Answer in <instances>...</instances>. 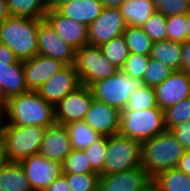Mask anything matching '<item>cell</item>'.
Wrapping results in <instances>:
<instances>
[{"instance_id": "1", "label": "cell", "mask_w": 190, "mask_h": 191, "mask_svg": "<svg viewBox=\"0 0 190 191\" xmlns=\"http://www.w3.org/2000/svg\"><path fill=\"white\" fill-rule=\"evenodd\" d=\"M0 124L49 127L56 124L55 106L46 102L37 91L10 97Z\"/></svg>"}, {"instance_id": "2", "label": "cell", "mask_w": 190, "mask_h": 191, "mask_svg": "<svg viewBox=\"0 0 190 191\" xmlns=\"http://www.w3.org/2000/svg\"><path fill=\"white\" fill-rule=\"evenodd\" d=\"M141 166L153 178L162 171L177 168L185 149L172 131L166 130L141 143Z\"/></svg>"}, {"instance_id": "3", "label": "cell", "mask_w": 190, "mask_h": 191, "mask_svg": "<svg viewBox=\"0 0 190 191\" xmlns=\"http://www.w3.org/2000/svg\"><path fill=\"white\" fill-rule=\"evenodd\" d=\"M43 19L9 16L0 24V42L13 51L18 60L31 59L38 52V27Z\"/></svg>"}, {"instance_id": "4", "label": "cell", "mask_w": 190, "mask_h": 191, "mask_svg": "<svg viewBox=\"0 0 190 191\" xmlns=\"http://www.w3.org/2000/svg\"><path fill=\"white\" fill-rule=\"evenodd\" d=\"M46 127L0 124V145L7 162L20 163L36 155L42 144Z\"/></svg>"}, {"instance_id": "5", "label": "cell", "mask_w": 190, "mask_h": 191, "mask_svg": "<svg viewBox=\"0 0 190 191\" xmlns=\"http://www.w3.org/2000/svg\"><path fill=\"white\" fill-rule=\"evenodd\" d=\"M166 131L164 111L159 107L143 111L122 110L119 134L140 143Z\"/></svg>"}, {"instance_id": "6", "label": "cell", "mask_w": 190, "mask_h": 191, "mask_svg": "<svg viewBox=\"0 0 190 191\" xmlns=\"http://www.w3.org/2000/svg\"><path fill=\"white\" fill-rule=\"evenodd\" d=\"M143 85L142 80L134 79L119 70L114 75L93 83L90 88L94 99L122 111L131 94Z\"/></svg>"}, {"instance_id": "7", "label": "cell", "mask_w": 190, "mask_h": 191, "mask_svg": "<svg viewBox=\"0 0 190 191\" xmlns=\"http://www.w3.org/2000/svg\"><path fill=\"white\" fill-rule=\"evenodd\" d=\"M141 143L121 134L107 136V150L100 175L119 173L141 166Z\"/></svg>"}, {"instance_id": "8", "label": "cell", "mask_w": 190, "mask_h": 191, "mask_svg": "<svg viewBox=\"0 0 190 191\" xmlns=\"http://www.w3.org/2000/svg\"><path fill=\"white\" fill-rule=\"evenodd\" d=\"M74 67L78 73L81 85L88 87L119 71L105 58L101 47L89 44L75 50Z\"/></svg>"}, {"instance_id": "9", "label": "cell", "mask_w": 190, "mask_h": 191, "mask_svg": "<svg viewBox=\"0 0 190 191\" xmlns=\"http://www.w3.org/2000/svg\"><path fill=\"white\" fill-rule=\"evenodd\" d=\"M126 27L119 8L104 7L99 17L88 26V44L100 47L123 35Z\"/></svg>"}, {"instance_id": "10", "label": "cell", "mask_w": 190, "mask_h": 191, "mask_svg": "<svg viewBox=\"0 0 190 191\" xmlns=\"http://www.w3.org/2000/svg\"><path fill=\"white\" fill-rule=\"evenodd\" d=\"M93 99L91 88L84 85L67 94L55 106L56 124L66 125L71 122L83 121Z\"/></svg>"}, {"instance_id": "11", "label": "cell", "mask_w": 190, "mask_h": 191, "mask_svg": "<svg viewBox=\"0 0 190 191\" xmlns=\"http://www.w3.org/2000/svg\"><path fill=\"white\" fill-rule=\"evenodd\" d=\"M37 39V54L57 59L65 65H74L75 49L59 37L46 19L39 24Z\"/></svg>"}, {"instance_id": "12", "label": "cell", "mask_w": 190, "mask_h": 191, "mask_svg": "<svg viewBox=\"0 0 190 191\" xmlns=\"http://www.w3.org/2000/svg\"><path fill=\"white\" fill-rule=\"evenodd\" d=\"M33 191H44L62 174V164L51 161L40 154L32 155L20 162Z\"/></svg>"}, {"instance_id": "13", "label": "cell", "mask_w": 190, "mask_h": 191, "mask_svg": "<svg viewBox=\"0 0 190 191\" xmlns=\"http://www.w3.org/2000/svg\"><path fill=\"white\" fill-rule=\"evenodd\" d=\"M79 86L81 82L74 65H66L47 80L37 92L46 102L56 106Z\"/></svg>"}, {"instance_id": "14", "label": "cell", "mask_w": 190, "mask_h": 191, "mask_svg": "<svg viewBox=\"0 0 190 191\" xmlns=\"http://www.w3.org/2000/svg\"><path fill=\"white\" fill-rule=\"evenodd\" d=\"M154 89L158 107L164 111L190 97V75L174 71Z\"/></svg>"}, {"instance_id": "15", "label": "cell", "mask_w": 190, "mask_h": 191, "mask_svg": "<svg viewBox=\"0 0 190 191\" xmlns=\"http://www.w3.org/2000/svg\"><path fill=\"white\" fill-rule=\"evenodd\" d=\"M45 19L59 37L75 50L88 44V26L62 15L56 8H50Z\"/></svg>"}, {"instance_id": "16", "label": "cell", "mask_w": 190, "mask_h": 191, "mask_svg": "<svg viewBox=\"0 0 190 191\" xmlns=\"http://www.w3.org/2000/svg\"><path fill=\"white\" fill-rule=\"evenodd\" d=\"M152 178L142 167L119 173L100 175L98 191H142Z\"/></svg>"}, {"instance_id": "17", "label": "cell", "mask_w": 190, "mask_h": 191, "mask_svg": "<svg viewBox=\"0 0 190 191\" xmlns=\"http://www.w3.org/2000/svg\"><path fill=\"white\" fill-rule=\"evenodd\" d=\"M22 64L29 91H38L47 80L66 66L57 59L39 54L22 61Z\"/></svg>"}, {"instance_id": "18", "label": "cell", "mask_w": 190, "mask_h": 191, "mask_svg": "<svg viewBox=\"0 0 190 191\" xmlns=\"http://www.w3.org/2000/svg\"><path fill=\"white\" fill-rule=\"evenodd\" d=\"M120 110L93 99L84 122L101 136H112L119 133Z\"/></svg>"}, {"instance_id": "19", "label": "cell", "mask_w": 190, "mask_h": 191, "mask_svg": "<svg viewBox=\"0 0 190 191\" xmlns=\"http://www.w3.org/2000/svg\"><path fill=\"white\" fill-rule=\"evenodd\" d=\"M71 151V141L65 125L54 124L46 128L38 154L62 164Z\"/></svg>"}, {"instance_id": "20", "label": "cell", "mask_w": 190, "mask_h": 191, "mask_svg": "<svg viewBox=\"0 0 190 191\" xmlns=\"http://www.w3.org/2000/svg\"><path fill=\"white\" fill-rule=\"evenodd\" d=\"M0 91L5 100L28 92L22 61L0 62Z\"/></svg>"}, {"instance_id": "21", "label": "cell", "mask_w": 190, "mask_h": 191, "mask_svg": "<svg viewBox=\"0 0 190 191\" xmlns=\"http://www.w3.org/2000/svg\"><path fill=\"white\" fill-rule=\"evenodd\" d=\"M103 8L101 0H77L62 3L56 9L69 19L89 26L99 17Z\"/></svg>"}, {"instance_id": "22", "label": "cell", "mask_w": 190, "mask_h": 191, "mask_svg": "<svg viewBox=\"0 0 190 191\" xmlns=\"http://www.w3.org/2000/svg\"><path fill=\"white\" fill-rule=\"evenodd\" d=\"M0 191H33L20 163L6 161L1 167Z\"/></svg>"}, {"instance_id": "23", "label": "cell", "mask_w": 190, "mask_h": 191, "mask_svg": "<svg viewBox=\"0 0 190 191\" xmlns=\"http://www.w3.org/2000/svg\"><path fill=\"white\" fill-rule=\"evenodd\" d=\"M127 26L141 27L156 11L152 0H125L119 7Z\"/></svg>"}, {"instance_id": "24", "label": "cell", "mask_w": 190, "mask_h": 191, "mask_svg": "<svg viewBox=\"0 0 190 191\" xmlns=\"http://www.w3.org/2000/svg\"><path fill=\"white\" fill-rule=\"evenodd\" d=\"M150 57L153 60L170 67L174 71L181 70L182 46L181 43L167 40L156 41L153 43Z\"/></svg>"}, {"instance_id": "25", "label": "cell", "mask_w": 190, "mask_h": 191, "mask_svg": "<svg viewBox=\"0 0 190 191\" xmlns=\"http://www.w3.org/2000/svg\"><path fill=\"white\" fill-rule=\"evenodd\" d=\"M9 15L45 19L50 9L49 0H7Z\"/></svg>"}, {"instance_id": "26", "label": "cell", "mask_w": 190, "mask_h": 191, "mask_svg": "<svg viewBox=\"0 0 190 191\" xmlns=\"http://www.w3.org/2000/svg\"><path fill=\"white\" fill-rule=\"evenodd\" d=\"M152 182L158 191H190V176L178 168L160 172L152 178Z\"/></svg>"}, {"instance_id": "27", "label": "cell", "mask_w": 190, "mask_h": 191, "mask_svg": "<svg viewBox=\"0 0 190 191\" xmlns=\"http://www.w3.org/2000/svg\"><path fill=\"white\" fill-rule=\"evenodd\" d=\"M65 127L70 137L72 149L75 150H84L101 137L84 121L71 122Z\"/></svg>"}, {"instance_id": "28", "label": "cell", "mask_w": 190, "mask_h": 191, "mask_svg": "<svg viewBox=\"0 0 190 191\" xmlns=\"http://www.w3.org/2000/svg\"><path fill=\"white\" fill-rule=\"evenodd\" d=\"M123 36L129 53L150 56L154 42L141 27L127 26Z\"/></svg>"}, {"instance_id": "29", "label": "cell", "mask_w": 190, "mask_h": 191, "mask_svg": "<svg viewBox=\"0 0 190 191\" xmlns=\"http://www.w3.org/2000/svg\"><path fill=\"white\" fill-rule=\"evenodd\" d=\"M101 50L106 59H108L113 66L121 70L129 55L128 46L123 35L111 39L109 42L103 44Z\"/></svg>"}, {"instance_id": "30", "label": "cell", "mask_w": 190, "mask_h": 191, "mask_svg": "<svg viewBox=\"0 0 190 191\" xmlns=\"http://www.w3.org/2000/svg\"><path fill=\"white\" fill-rule=\"evenodd\" d=\"M154 107H158L155 89L143 85L131 94L123 110L143 111Z\"/></svg>"}, {"instance_id": "31", "label": "cell", "mask_w": 190, "mask_h": 191, "mask_svg": "<svg viewBox=\"0 0 190 191\" xmlns=\"http://www.w3.org/2000/svg\"><path fill=\"white\" fill-rule=\"evenodd\" d=\"M97 173L91 166L83 150H75L68 154L62 163V174Z\"/></svg>"}, {"instance_id": "32", "label": "cell", "mask_w": 190, "mask_h": 191, "mask_svg": "<svg viewBox=\"0 0 190 191\" xmlns=\"http://www.w3.org/2000/svg\"><path fill=\"white\" fill-rule=\"evenodd\" d=\"M165 128L171 131L174 127L190 120V97L164 110Z\"/></svg>"}, {"instance_id": "33", "label": "cell", "mask_w": 190, "mask_h": 191, "mask_svg": "<svg viewBox=\"0 0 190 191\" xmlns=\"http://www.w3.org/2000/svg\"><path fill=\"white\" fill-rule=\"evenodd\" d=\"M166 20L167 17L156 10L141 28L153 42L167 40Z\"/></svg>"}, {"instance_id": "34", "label": "cell", "mask_w": 190, "mask_h": 191, "mask_svg": "<svg viewBox=\"0 0 190 191\" xmlns=\"http://www.w3.org/2000/svg\"><path fill=\"white\" fill-rule=\"evenodd\" d=\"M172 72L173 69L150 58L149 65L143 75V84L155 88L158 84L162 83Z\"/></svg>"}, {"instance_id": "35", "label": "cell", "mask_w": 190, "mask_h": 191, "mask_svg": "<svg viewBox=\"0 0 190 191\" xmlns=\"http://www.w3.org/2000/svg\"><path fill=\"white\" fill-rule=\"evenodd\" d=\"M71 191H98L99 173L64 174Z\"/></svg>"}, {"instance_id": "36", "label": "cell", "mask_w": 190, "mask_h": 191, "mask_svg": "<svg viewBox=\"0 0 190 191\" xmlns=\"http://www.w3.org/2000/svg\"><path fill=\"white\" fill-rule=\"evenodd\" d=\"M106 150L107 136H101L98 140L94 141L89 147L83 150L92 168L99 174L103 171Z\"/></svg>"}, {"instance_id": "37", "label": "cell", "mask_w": 190, "mask_h": 191, "mask_svg": "<svg viewBox=\"0 0 190 191\" xmlns=\"http://www.w3.org/2000/svg\"><path fill=\"white\" fill-rule=\"evenodd\" d=\"M167 24V39L169 41L183 43L187 40V22L186 14H178L168 16Z\"/></svg>"}, {"instance_id": "38", "label": "cell", "mask_w": 190, "mask_h": 191, "mask_svg": "<svg viewBox=\"0 0 190 191\" xmlns=\"http://www.w3.org/2000/svg\"><path fill=\"white\" fill-rule=\"evenodd\" d=\"M150 56L129 53L123 68L124 73L134 79H143V75L149 65Z\"/></svg>"}, {"instance_id": "39", "label": "cell", "mask_w": 190, "mask_h": 191, "mask_svg": "<svg viewBox=\"0 0 190 191\" xmlns=\"http://www.w3.org/2000/svg\"><path fill=\"white\" fill-rule=\"evenodd\" d=\"M157 11L166 17L186 14L190 10V0H152Z\"/></svg>"}, {"instance_id": "40", "label": "cell", "mask_w": 190, "mask_h": 191, "mask_svg": "<svg viewBox=\"0 0 190 191\" xmlns=\"http://www.w3.org/2000/svg\"><path fill=\"white\" fill-rule=\"evenodd\" d=\"M171 131L183 145L185 151L190 150V120L179 124Z\"/></svg>"}, {"instance_id": "41", "label": "cell", "mask_w": 190, "mask_h": 191, "mask_svg": "<svg viewBox=\"0 0 190 191\" xmlns=\"http://www.w3.org/2000/svg\"><path fill=\"white\" fill-rule=\"evenodd\" d=\"M182 46V61L181 70L190 75V40L181 43Z\"/></svg>"}, {"instance_id": "42", "label": "cell", "mask_w": 190, "mask_h": 191, "mask_svg": "<svg viewBox=\"0 0 190 191\" xmlns=\"http://www.w3.org/2000/svg\"><path fill=\"white\" fill-rule=\"evenodd\" d=\"M44 191H71L64 174L58 176Z\"/></svg>"}, {"instance_id": "43", "label": "cell", "mask_w": 190, "mask_h": 191, "mask_svg": "<svg viewBox=\"0 0 190 191\" xmlns=\"http://www.w3.org/2000/svg\"><path fill=\"white\" fill-rule=\"evenodd\" d=\"M18 61L19 60L15 56L13 51L0 42V62H6V64H13Z\"/></svg>"}, {"instance_id": "44", "label": "cell", "mask_w": 190, "mask_h": 191, "mask_svg": "<svg viewBox=\"0 0 190 191\" xmlns=\"http://www.w3.org/2000/svg\"><path fill=\"white\" fill-rule=\"evenodd\" d=\"M177 168L190 176V150L184 152Z\"/></svg>"}, {"instance_id": "45", "label": "cell", "mask_w": 190, "mask_h": 191, "mask_svg": "<svg viewBox=\"0 0 190 191\" xmlns=\"http://www.w3.org/2000/svg\"><path fill=\"white\" fill-rule=\"evenodd\" d=\"M9 16L7 0H0V24Z\"/></svg>"}, {"instance_id": "46", "label": "cell", "mask_w": 190, "mask_h": 191, "mask_svg": "<svg viewBox=\"0 0 190 191\" xmlns=\"http://www.w3.org/2000/svg\"><path fill=\"white\" fill-rule=\"evenodd\" d=\"M106 8H119L125 0H101Z\"/></svg>"}, {"instance_id": "47", "label": "cell", "mask_w": 190, "mask_h": 191, "mask_svg": "<svg viewBox=\"0 0 190 191\" xmlns=\"http://www.w3.org/2000/svg\"><path fill=\"white\" fill-rule=\"evenodd\" d=\"M69 1H77V0H49V7L50 8H57L60 4L66 3Z\"/></svg>"}, {"instance_id": "48", "label": "cell", "mask_w": 190, "mask_h": 191, "mask_svg": "<svg viewBox=\"0 0 190 191\" xmlns=\"http://www.w3.org/2000/svg\"><path fill=\"white\" fill-rule=\"evenodd\" d=\"M187 40H190V10L186 13Z\"/></svg>"}, {"instance_id": "49", "label": "cell", "mask_w": 190, "mask_h": 191, "mask_svg": "<svg viewBox=\"0 0 190 191\" xmlns=\"http://www.w3.org/2000/svg\"><path fill=\"white\" fill-rule=\"evenodd\" d=\"M5 104L6 100L3 97H0V119L1 116L5 113Z\"/></svg>"}, {"instance_id": "50", "label": "cell", "mask_w": 190, "mask_h": 191, "mask_svg": "<svg viewBox=\"0 0 190 191\" xmlns=\"http://www.w3.org/2000/svg\"><path fill=\"white\" fill-rule=\"evenodd\" d=\"M5 162H6V158H5V155H4V152H3V148L0 145V169L5 164Z\"/></svg>"}, {"instance_id": "51", "label": "cell", "mask_w": 190, "mask_h": 191, "mask_svg": "<svg viewBox=\"0 0 190 191\" xmlns=\"http://www.w3.org/2000/svg\"><path fill=\"white\" fill-rule=\"evenodd\" d=\"M142 191H158V188L153 182H151Z\"/></svg>"}]
</instances>
